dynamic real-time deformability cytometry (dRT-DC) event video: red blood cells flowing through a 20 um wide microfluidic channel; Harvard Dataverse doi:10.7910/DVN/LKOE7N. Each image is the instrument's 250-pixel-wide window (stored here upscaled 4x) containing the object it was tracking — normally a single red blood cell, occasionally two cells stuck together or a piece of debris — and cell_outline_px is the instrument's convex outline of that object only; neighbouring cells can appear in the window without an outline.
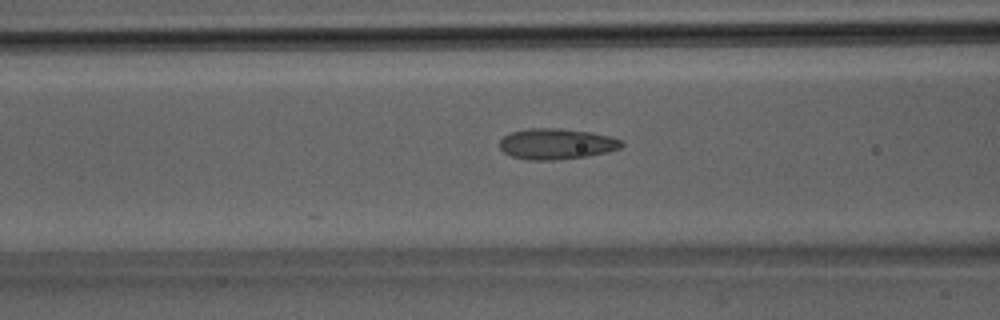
{"species": "Egyptian fruit bat (a non-hibernating species)", "species_latin": "Rousettus aegyptiacus", "temperature_condition": "room temperature", "stored_images_in_passage": 37, "camera_frame_rate_fps": 3000, "um_per_image_px": 0.085, "animal": {"sex": "male"}, "frame": {"image": 1, "passage_image": 15, "time_ms": 4.667, "image_size_px": [1000, 320], "cell_outline_px": [[624, 144], [620, 148], [608, 152], [588, 156], [552, 160], [532, 160], [512, 156], [504, 152], [500, 148], [500, 140], [504, 136], [512, 132], [528, 128], [560, 128], [592, 132], [612, 136], [624, 140]], "centroid_in_image_um": [47.36, 12.22], "position_along_channel_um": 119.2, "area_um2": 22.02}}
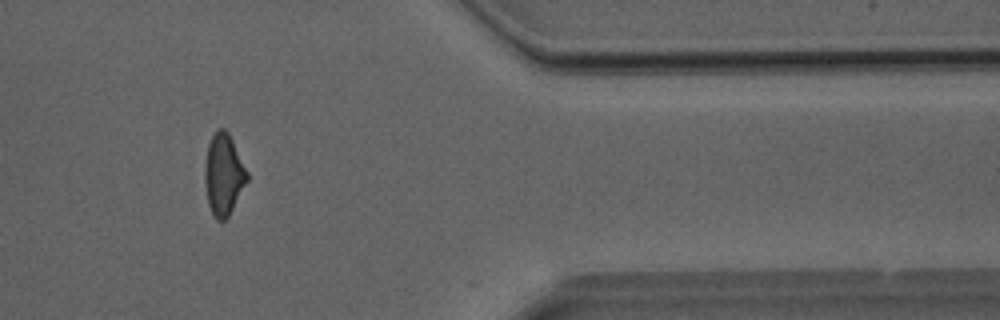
{"frame": {"image": 2, "passage_image": 31, "time_ms": 10.0, "image_size_px": [1000, 320], "cell_outline_px": [[248, 180], [228, 216], [224, 220], [216, 220], [212, 216], [208, 204], [204, 180], [204, 164], [208, 144], [216, 128], [224, 128], [228, 132], [248, 172]], "centroid_in_image_um": [18.98, 14.83], "position_along_channel_um": 392.4, "area_um2": 20.11}}
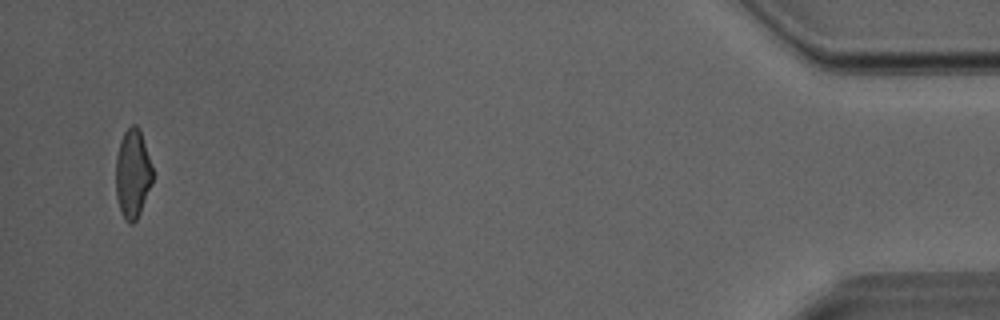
{"frame": {"image": 3, "passage_image": 36, "time_ms": 11.667, "image_size_px": [1000, 320], "cell_outline_px": [[152, 184], [140, 212], [136, 220], [132, 224], [128, 224], [124, 220], [116, 196], [116, 156], [120, 140], [124, 132], [132, 124], [136, 124], [140, 128], [152, 168]], "centroid_in_image_um": [11.27, 14.76], "position_along_channel_um": 423.9, "area_um2": 19.07}}